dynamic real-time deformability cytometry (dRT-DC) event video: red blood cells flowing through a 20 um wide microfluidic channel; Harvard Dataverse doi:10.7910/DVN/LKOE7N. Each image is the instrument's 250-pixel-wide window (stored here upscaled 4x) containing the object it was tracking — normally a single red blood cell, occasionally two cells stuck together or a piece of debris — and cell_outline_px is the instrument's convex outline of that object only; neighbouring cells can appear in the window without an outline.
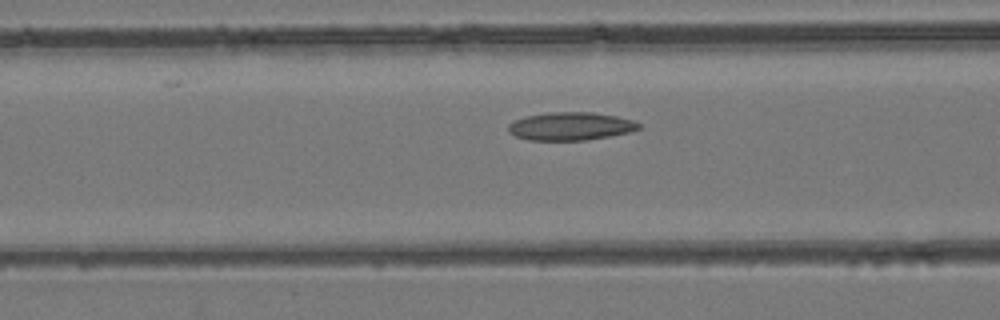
{"species": "common noctule bat (a hibernating species)", "species_latin": "Nyctalus noctula", "temperature_condition": "room temperature", "stored_images_in_passage": 17, "camera_frame_rate_fps": 3000, "um_per_image_px": 0.085, "animal": {"sex": "female", "body_mass_g": 24.6, "forearm_length_mm": 56.2}, "frame": {"image": 1, "passage_image": 12, "time_ms": 3.667, "image_size_px": [1000, 320], "cell_outline_px": [[640, 128], [628, 132], [588, 140], [528, 140], [516, 136], [508, 132], [508, 124], [524, 116], [548, 112], [592, 112], [616, 116], [632, 120], [640, 124]], "centroid_in_image_um": [48.46, 10.72], "position_along_channel_um": 118.1, "area_um2": 21.27}}
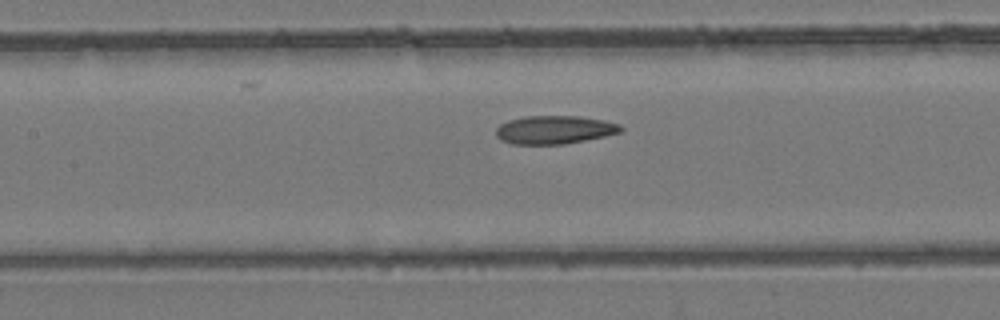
{"frame": {"image": 2, "passage_image": 15, "time_ms": 4.667, "image_size_px": [1000, 320], "cell_outline_px": [[624, 128], [620, 132], [604, 136], [564, 144], [512, 144], [500, 140], [496, 136], [496, 128], [500, 124], [508, 120], [524, 116], [580, 116], [604, 120], [620, 124]], "centroid_in_image_um": [47.11, 11.02], "position_along_channel_um": 160.3, "area_um2": 20.63}}